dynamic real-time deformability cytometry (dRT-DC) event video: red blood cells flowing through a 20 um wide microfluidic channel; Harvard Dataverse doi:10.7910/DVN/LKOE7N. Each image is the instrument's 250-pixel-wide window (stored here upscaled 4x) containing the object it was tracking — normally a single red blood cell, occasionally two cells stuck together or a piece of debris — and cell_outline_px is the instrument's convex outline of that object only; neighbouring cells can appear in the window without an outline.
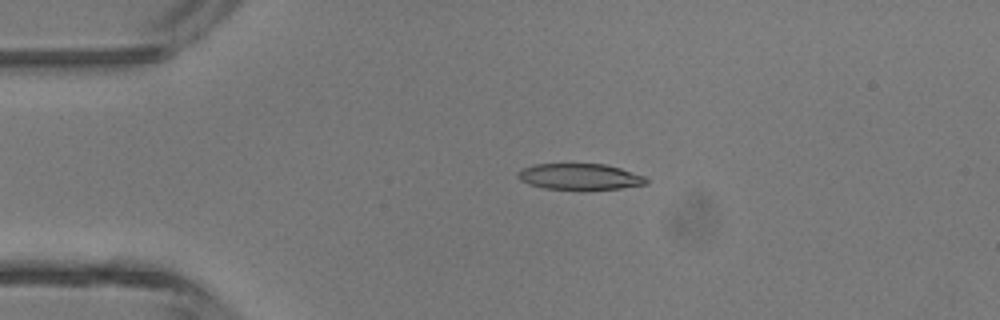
{"species": "common noctule bat (a hibernating species)", "species_latin": "Nyctalus noctula", "temperature_condition": "room temperature", "stored_images_in_passage": 5, "camera_frame_rate_fps": 3000, "um_per_image_px": 0.085, "animal": {"sex": "male", "body_mass_g": 13.3}, "frame": {"image": 1, "passage_image": 3, "time_ms": 0.667, "image_size_px": [1000, 320], "cell_outline_px": [[648, 184], [620, 188], [580, 192], [544, 188], [528, 184], [520, 180], [516, 176], [524, 168], [536, 164], [604, 164], [620, 168], [644, 176], [648, 180]], "centroid_in_image_um": [49.3, 15.06], "position_along_channel_um": 35.7, "area_um2": 20.06}}
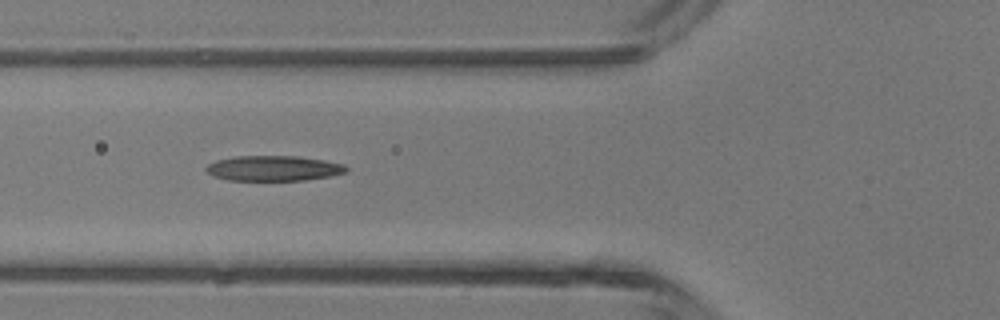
{"frame": {"image": 2, "passage_image": 5, "time_ms": 1.333, "image_size_px": [1000, 320], "cell_outline_px": [[348, 168], [344, 172], [332, 176], [304, 180], [228, 180], [212, 176], [204, 168], [208, 164], [216, 160], [236, 156], [300, 156], [324, 160], [344, 164]], "centroid_in_image_um": [23.24, 14.3], "position_along_channel_um": 102.6, "area_um2": 20.63}}